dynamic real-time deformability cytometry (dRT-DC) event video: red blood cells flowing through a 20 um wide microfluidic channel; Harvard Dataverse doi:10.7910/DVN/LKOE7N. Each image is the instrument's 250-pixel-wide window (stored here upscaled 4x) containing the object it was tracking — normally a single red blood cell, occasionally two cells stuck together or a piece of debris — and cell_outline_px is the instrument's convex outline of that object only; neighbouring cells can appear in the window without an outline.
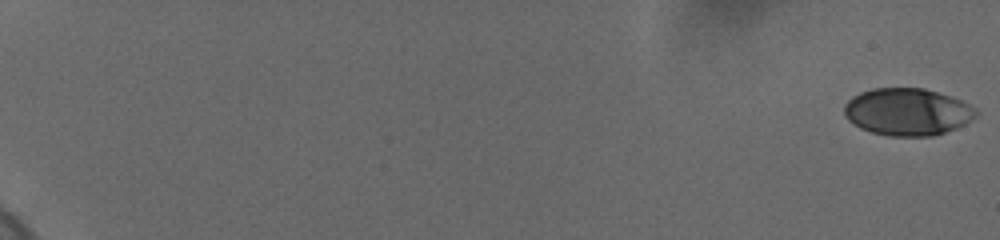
{"species": "human", "species_latin": "Homo sapiens", "temperature_condition": "cold", "stored_images_in_passage": 60, "camera_frame_rate_fps": 3000, "um_per_image_px": 0.085, "donor": {"sex": "female"}, "frame": {"image": 1, "passage_image": 1, "time_ms": 0.0, "image_size_px": [1000, 240], "cell_outline_px": [[980, 112], [976, 116], [964, 124], [956, 128], [932, 136], [888, 136], [872, 132], [860, 128], [848, 120], [844, 116], [844, 104], [852, 96], [860, 92], [872, 88], [924, 88], [960, 100], [976, 108]], "centroid_in_image_um": [77.1, 9.51], "position_along_channel_um": 7.9, "area_um2": 36.3}}
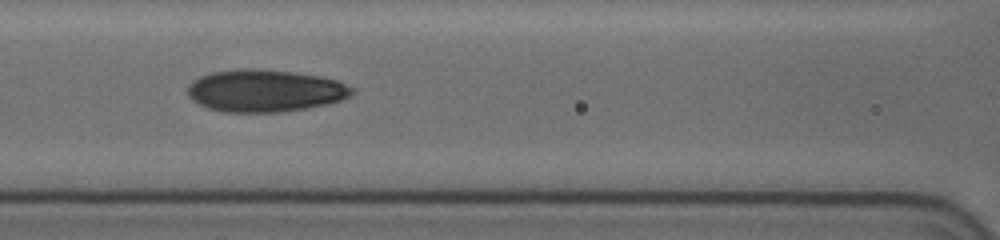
{"frame": {"image": 2, "passage_image": 31, "time_ms": 10.0, "image_size_px": [1000, 240], "cell_outline_px": [[352, 92], [348, 96], [340, 100], [328, 104], [308, 108], [280, 112], [224, 112], [208, 108], [192, 100], [188, 96], [188, 84], [192, 80], [200, 76], [212, 72], [236, 68], [252, 68], [296, 72], [320, 76], [336, 80], [352, 88]], "centroid_in_image_um": [22.47, 7.7], "position_along_channel_um": 144.1, "area_um2": 40.58}}
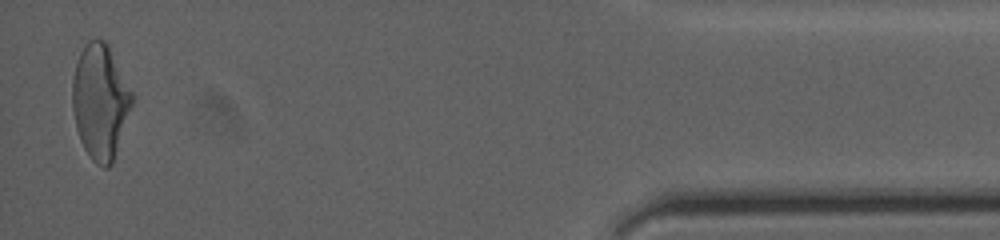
{"frame": {"image": 3, "passage_image": 59, "time_ms": 19.333, "image_size_px": [1000, 240], "cell_outline_px": [[132, 104], [112, 164], [108, 168], [104, 168], [96, 164], [92, 160], [84, 148], [80, 140], [76, 128], [72, 108], [72, 80], [76, 64], [80, 52], [84, 44], [88, 40], [104, 40], [108, 44], [132, 92]], "centroid_in_image_um": [8.5, 8.64], "position_along_channel_um": 426.7, "area_um2": 39.65}, "authors_computed_cell_mechanics": {"area_um2": 38.4081, "velocity_mm_per_s": 3.6819, "shape_relaxation_time_tau1_ms": 5.2767, "shape_relaxation_time_tau2_ms": 1.5949, "deformation_change_tau1": 0.1712, "deformation_change_tau2": 0.0771}}